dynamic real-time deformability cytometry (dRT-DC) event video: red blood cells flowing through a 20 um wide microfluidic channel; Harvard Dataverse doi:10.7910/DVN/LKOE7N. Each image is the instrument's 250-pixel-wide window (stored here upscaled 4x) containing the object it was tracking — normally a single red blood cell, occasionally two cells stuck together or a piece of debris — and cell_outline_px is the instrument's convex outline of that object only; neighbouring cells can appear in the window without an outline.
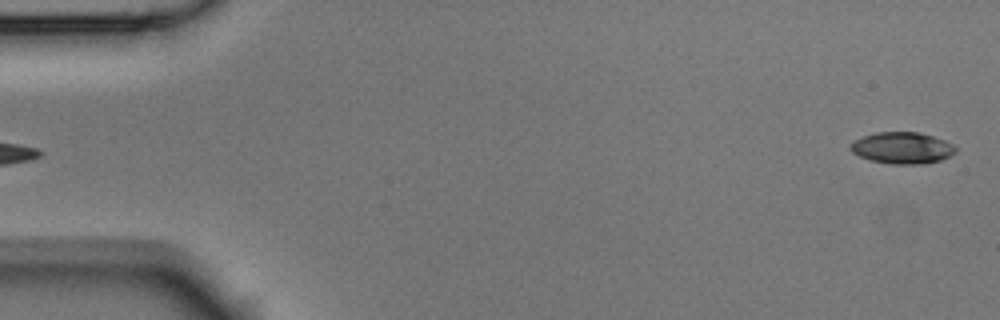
{"species": "Egyptian fruit bat (a non-hibernating species)", "species_latin": "Rousettus aegyptiacus", "temperature_condition": "room temperature", "stored_images_in_passage": 6, "segment_of_instrument_passage": [2, 2], "camera_frame_rate_fps": 3000, "um_per_image_px": 0.085, "animal": {"sex": "male"}, "frame": {"image": 1, "passage_image": 6, "time_ms": 1.667, "image_size_px": [1000, 320], "cell_outline_px": [[956, 152], [940, 160], [920, 164], [892, 164], [872, 160], [860, 156], [852, 152], [848, 148], [848, 144], [852, 140], [876, 132], [920, 132], [944, 140], [952, 144], [956, 148]], "centroid_in_image_um": [76.64, 12.56], "position_along_channel_um": 8.4, "area_um2": 19.31}}